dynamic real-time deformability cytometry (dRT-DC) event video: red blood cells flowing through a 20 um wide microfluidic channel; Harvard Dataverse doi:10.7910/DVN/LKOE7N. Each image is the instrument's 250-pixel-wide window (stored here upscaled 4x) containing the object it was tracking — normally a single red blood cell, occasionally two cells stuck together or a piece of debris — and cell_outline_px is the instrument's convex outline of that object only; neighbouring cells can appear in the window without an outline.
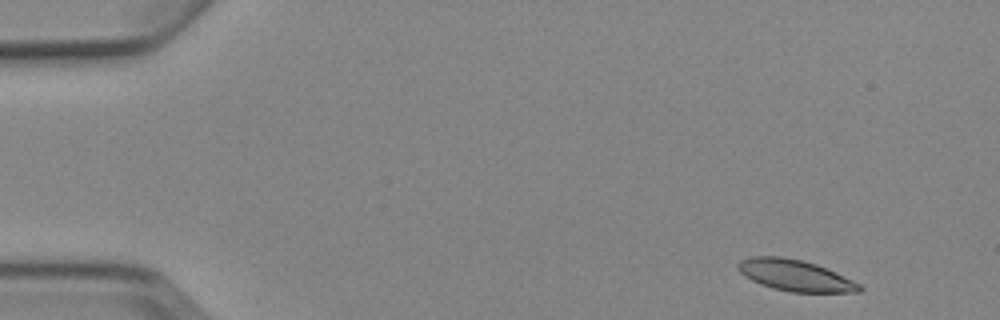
{"species": "Egyptian fruit bat (a non-hibernating species)", "species_latin": "Rousettus aegyptiacus", "temperature_condition": "cold", "stored_images_in_passage": 4, "camera_frame_rate_fps": 3000, "um_per_image_px": 0.085, "animal": {"sex": "female"}, "frame": {"image": 1, "passage_image": 1, "time_ms": 0.0, "image_size_px": [1000, 320], "cell_outline_px": [[864, 288], [860, 292], [792, 292], [772, 288], [760, 284], [744, 276], [736, 268], [736, 264], [740, 260], [752, 256], [780, 256], [800, 260], [816, 264], [836, 272], [860, 284]], "centroid_in_image_um": [67.56, 23.41], "position_along_channel_um": 17.4, "area_um2": 22.14}}
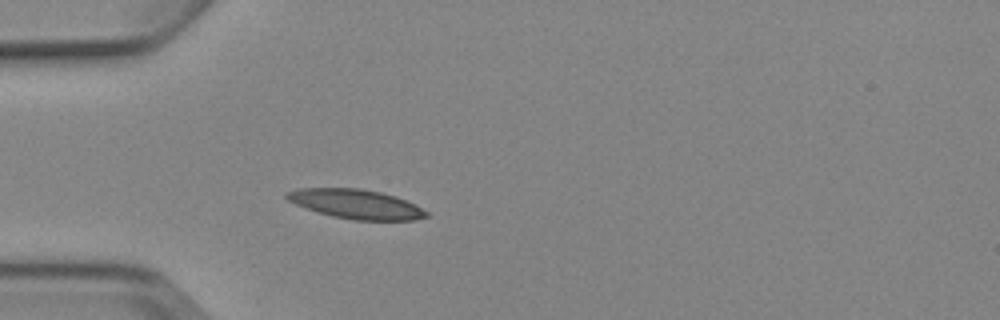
{"frame": {"image": 2, "passage_image": 4, "time_ms": 3.667, "image_size_px": [1000, 320], "cell_outline_px": [[428, 216], [412, 220], [352, 220], [332, 216], [316, 212], [296, 204], [288, 200], [284, 196], [284, 192], [300, 188], [360, 188], [380, 192], [396, 196], [416, 204], [428, 212]], "centroid_in_image_um": [30.25, 17.34], "position_along_channel_um": 54.8, "area_um2": 23.99}}